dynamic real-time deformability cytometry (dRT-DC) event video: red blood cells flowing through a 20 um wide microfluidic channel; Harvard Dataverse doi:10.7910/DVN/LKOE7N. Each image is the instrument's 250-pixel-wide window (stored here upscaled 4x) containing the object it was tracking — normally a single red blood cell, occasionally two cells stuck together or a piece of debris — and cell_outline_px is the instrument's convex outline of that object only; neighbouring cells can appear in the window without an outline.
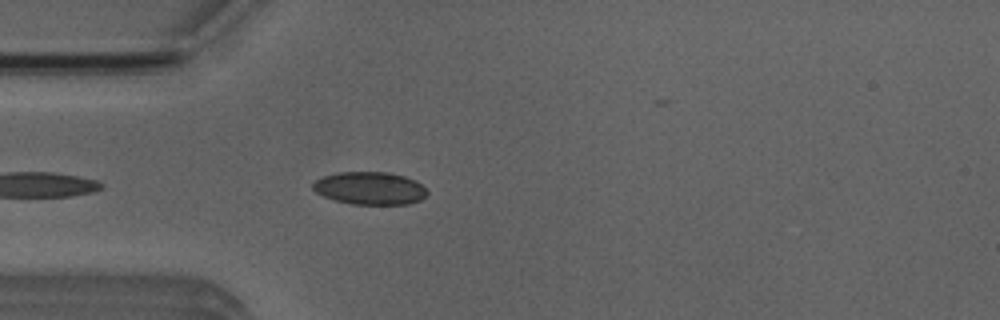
{"species": "Egyptian fruit bat (a non-hibernating species)", "species_latin": "Rousettus aegyptiacus", "temperature_condition": "room temperature", "stored_images_in_passage": 8, "camera_frame_rate_fps": 3000, "um_per_image_px": 0.085, "animal": {"sex": "male"}, "frame": {"image": 1, "passage_image": 4, "time_ms": 1.0, "image_size_px": [1000, 320], "cell_outline_px": [[428, 192], [420, 200], [408, 204], [352, 204], [336, 200], [324, 196], [316, 192], [312, 188], [312, 184], [316, 180], [324, 176], [340, 172], [384, 172], [404, 176], [416, 180]], "centroid_in_image_um": [31.43, 16.0], "position_along_channel_um": 53.6, "area_um2": 21.56}}